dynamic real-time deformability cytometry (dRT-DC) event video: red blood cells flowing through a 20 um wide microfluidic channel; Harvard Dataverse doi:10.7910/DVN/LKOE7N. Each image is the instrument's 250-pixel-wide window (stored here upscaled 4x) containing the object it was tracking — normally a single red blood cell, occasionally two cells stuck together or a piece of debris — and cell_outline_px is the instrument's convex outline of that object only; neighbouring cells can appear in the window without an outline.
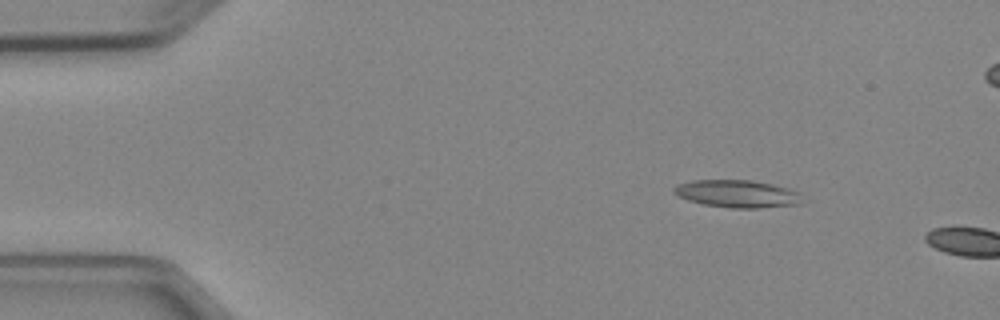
{"species": "Egyptian fruit bat (a non-hibernating species)", "species_latin": "Rousettus aegyptiacus", "temperature_condition": "cold", "stored_images_in_passage": 3, "camera_frame_rate_fps": 3000, "um_per_image_px": 0.085, "animal": {"sex": "female"}, "frame": {"image": 1, "passage_image": 2, "time_ms": 1.333, "image_size_px": [1000, 320], "cell_outline_px": [[804, 204], [756, 208], [732, 208], [704, 204], [688, 200], [676, 196], [672, 192], [672, 188], [676, 184], [692, 180], [752, 180], [772, 184], [788, 188], [800, 192]], "centroid_in_image_um": [62.67, 16.47], "position_along_channel_um": 22.3, "area_um2": 20.87}}